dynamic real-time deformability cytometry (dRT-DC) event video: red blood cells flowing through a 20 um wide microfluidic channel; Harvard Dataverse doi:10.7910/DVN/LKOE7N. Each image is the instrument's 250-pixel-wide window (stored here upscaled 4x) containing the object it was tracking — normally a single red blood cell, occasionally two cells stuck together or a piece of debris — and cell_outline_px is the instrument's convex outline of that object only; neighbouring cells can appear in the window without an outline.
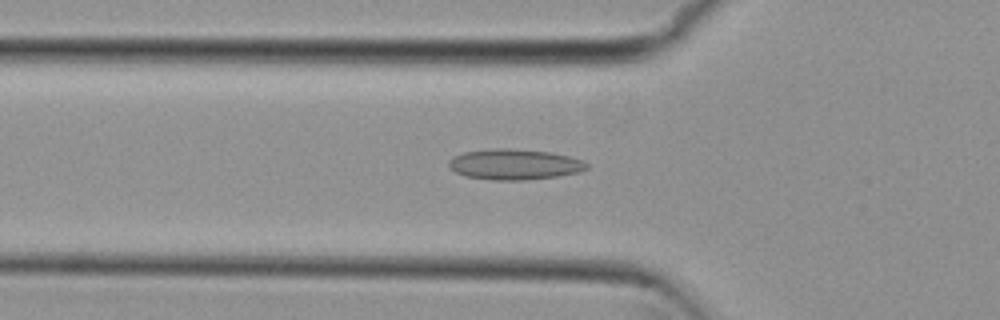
{"species": "common noctule bat (a hibernating species)", "species_latin": "Nyctalus noctula", "temperature_condition": "cold", "stored_images_in_passage": 47, "camera_frame_rate_fps": 3000, "um_per_image_px": 0.085, "animal": {"sex": "female", "body_mass_g": 29.2, "forearm_length_mm": 56.3}, "frame": {"image": 1, "passage_image": 17, "time_ms": 5.333, "image_size_px": [1000, 320], "cell_outline_px": [[588, 168], [580, 172], [556, 176], [524, 180], [492, 180], [464, 176], [456, 172], [448, 164], [448, 160], [452, 156], [464, 152], [496, 148], [508, 148], [552, 152], [584, 160], [588, 164]], "centroid_in_image_um": [43.73, 13.97], "position_along_channel_um": 82.1, "area_um2": 24.68}}
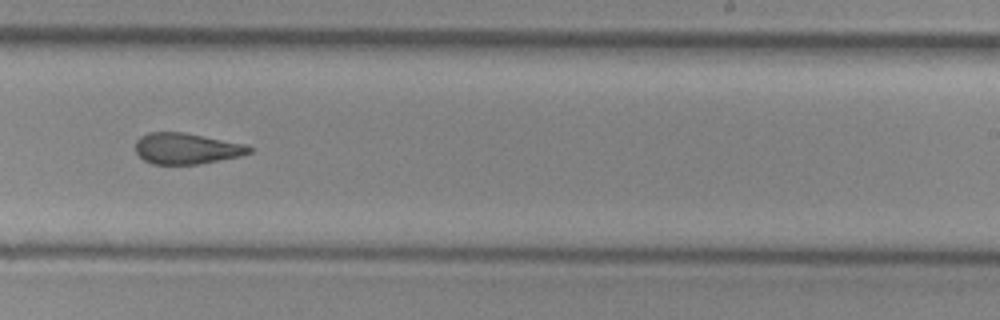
{"frame": {"image": 2, "passage_image": 32, "time_ms": 10.333, "image_size_px": [1000, 320], "cell_outline_px": [[252, 152], [240, 156], [200, 164], [152, 164], [144, 160], [136, 152], [136, 140], [140, 136], [148, 132], [184, 132], [248, 144], [252, 148]], "centroid_in_image_um": [15.88, 12.62], "position_along_channel_um": 273.1, "area_um2": 20.75}}
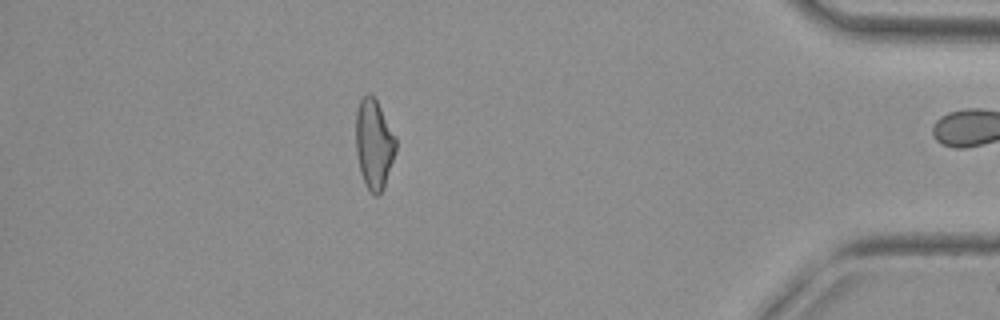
{"frame": {"image": 3, "passage_image": 46, "time_ms": 15.0, "image_size_px": [1000, 320], "cell_outline_px": [[396, 152], [384, 188], [380, 196], [376, 196], [368, 188], [360, 172], [356, 152], [356, 112], [360, 100], [368, 92], [376, 100], [396, 136]], "centroid_in_image_um": [31.8, 12.26], "position_along_channel_um": 403.4, "area_um2": 20.92}, "authors_computed_cell_mechanics": {"area_um2": 21.8484, "velocity_mm_per_s": 3.8167, "shape_relaxation_time_tau1_ms": null, "shape_relaxation_time_tau2_ms": 4.0879, "deformation_change_tau1": null, "deformation_change_tau2": 0.1313}}